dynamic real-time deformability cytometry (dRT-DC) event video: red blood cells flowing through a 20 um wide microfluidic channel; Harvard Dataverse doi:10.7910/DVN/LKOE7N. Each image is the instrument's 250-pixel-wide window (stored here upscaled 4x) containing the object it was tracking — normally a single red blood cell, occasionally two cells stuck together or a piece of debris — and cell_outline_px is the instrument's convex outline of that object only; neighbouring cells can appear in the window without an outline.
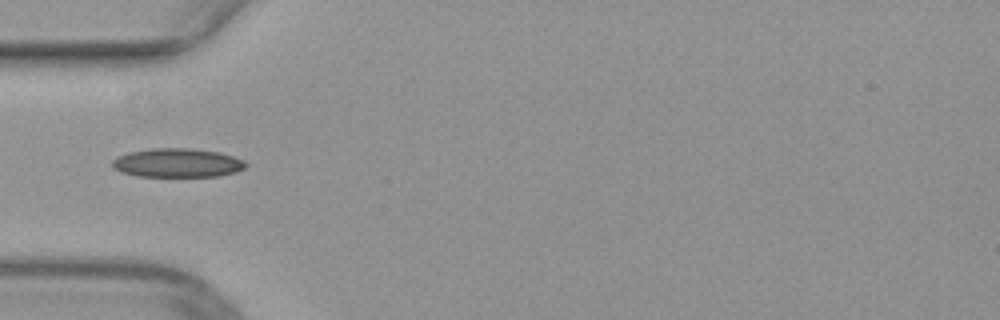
{"species": "common noctule bat (a hibernating species)", "species_latin": "Nyctalus noctula", "temperature_condition": "warm", "stored_images_in_passage": 35, "camera_frame_rate_fps": 3000, "um_per_image_px": 0.085, "animal": {"sex": "female", "body_mass_g": 29.2, "forearm_length_mm": 56.3}, "frame": {"image": 1, "passage_image": 1, "time_ms": 0.0, "image_size_px": [1000, 320], "cell_outline_px": [[248, 164], [244, 168], [236, 172], [220, 176], [136, 176], [120, 172], [112, 168], [112, 160], [116, 156], [128, 152], [152, 148], [188, 148], [216, 152], [232, 156], [244, 160]], "centroid_in_image_um": [15.03, 13.84], "position_along_channel_um": 70.0, "area_um2": 22.54}}
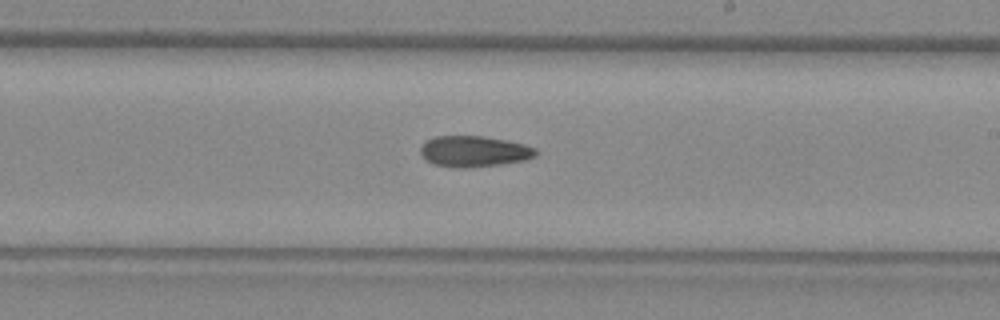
{"frame": {"image": 2, "passage_image": 14, "time_ms": 4.333, "image_size_px": [1000, 320], "cell_outline_px": [[536, 156], [524, 160], [500, 164], [464, 168], [456, 168], [436, 164], [428, 160], [420, 152], [420, 148], [428, 140], [436, 136], [480, 136], [504, 140], [524, 144], [536, 148]], "centroid_in_image_um": [40.31, 12.87], "position_along_channel_um": 248.7, "area_um2": 20.4}}
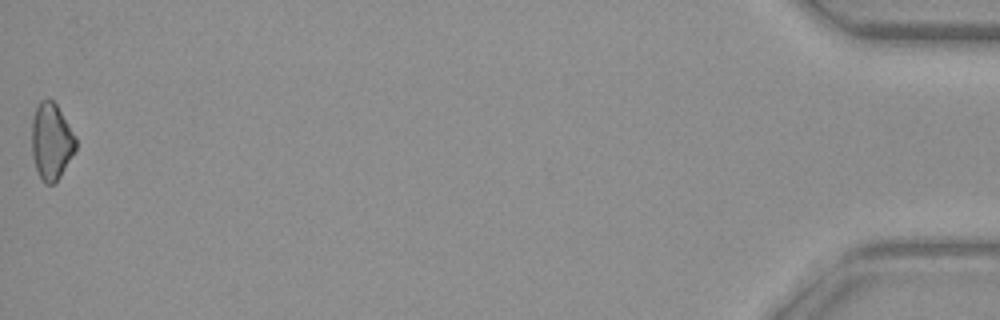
{"frame": {"image": 3, "passage_image": 35, "time_ms": 11.333, "image_size_px": [1000, 320], "cell_outline_px": [[76, 148], [60, 176], [52, 184], [44, 184], [36, 168], [32, 156], [32, 120], [36, 108], [40, 100], [48, 96], [56, 104], [76, 136]], "centroid_in_image_um": [4.35, 11.98], "position_along_channel_um": 430.8, "area_um2": 19.54}}